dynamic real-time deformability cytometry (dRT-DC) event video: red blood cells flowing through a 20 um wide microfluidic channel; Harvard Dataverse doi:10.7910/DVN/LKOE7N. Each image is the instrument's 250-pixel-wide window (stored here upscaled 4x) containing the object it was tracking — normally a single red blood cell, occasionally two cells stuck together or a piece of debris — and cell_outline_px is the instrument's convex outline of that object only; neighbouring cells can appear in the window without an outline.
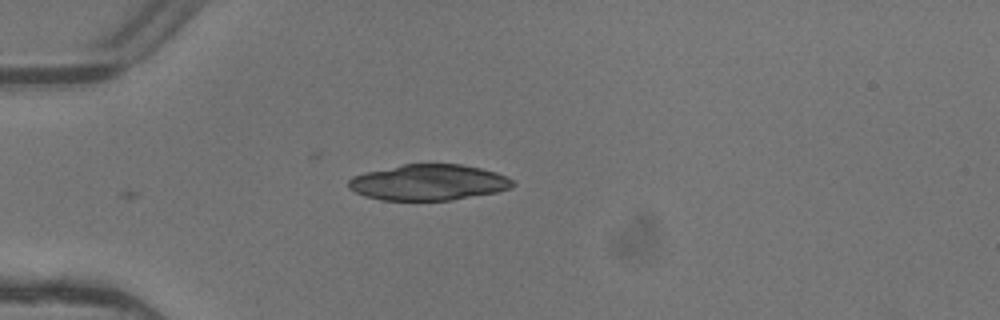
{"species": "common noctule bat (a hibernating species)", "species_latin": "Nyctalus noctula", "temperature_condition": "warm", "stored_images_in_passage": 5, "camera_frame_rate_fps": 3000, "um_per_image_px": 0.085, "animal": {"sex": "female"}, "frame": {"image": 1, "passage_image": 5, "time_ms": 1.333, "image_size_px": [1000, 320], "cell_outline_px": [[516, 184], [512, 188], [496, 192], [452, 200], [380, 200], [364, 196], [348, 188], [348, 180], [352, 176], [364, 172], [404, 164], [460, 164], [480, 168], [496, 172], [512, 180]], "centroid_in_image_um": [36.4, 15.5], "position_along_channel_um": 48.6, "area_um2": 34.39}}